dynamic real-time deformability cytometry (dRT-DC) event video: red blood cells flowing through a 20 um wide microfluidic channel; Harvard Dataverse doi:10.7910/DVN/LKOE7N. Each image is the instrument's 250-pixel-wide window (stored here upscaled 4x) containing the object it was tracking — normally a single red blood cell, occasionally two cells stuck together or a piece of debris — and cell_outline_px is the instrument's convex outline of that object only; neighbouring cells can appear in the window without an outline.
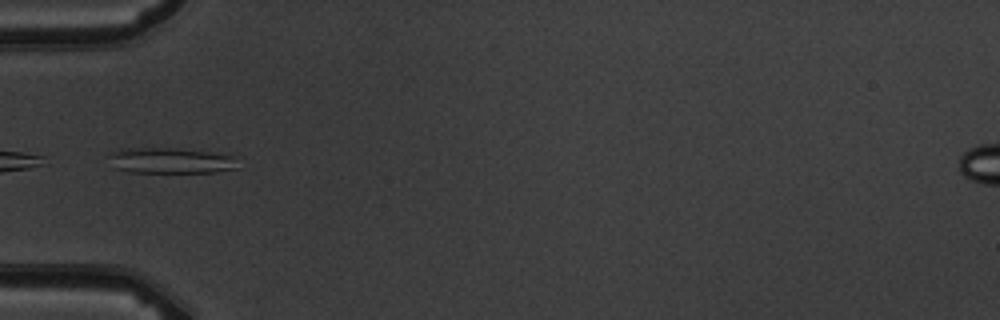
{"species": "common noctule bat (a hibernating species)", "species_latin": "Nyctalus noctula", "temperature_condition": "warm", "stored_images_in_passage": 5, "camera_frame_rate_fps": 3000, "um_per_image_px": 0.085, "animal": {"sex": "male", "body_mass_g": 19.5, "forearm_length_mm": 54.6}, "frame": {"image": 1, "passage_image": 5, "time_ms": 4.667, "image_size_px": [1000, 320], "cell_outline_px": [[240, 168], [216, 172], [128, 172], [112, 168], [108, 156], [112, 152], [120, 148], [176, 148], [208, 152], [236, 156]], "centroid_in_image_um": [14.5, 13.65], "position_along_channel_um": 70.5, "area_um2": 19.65}}